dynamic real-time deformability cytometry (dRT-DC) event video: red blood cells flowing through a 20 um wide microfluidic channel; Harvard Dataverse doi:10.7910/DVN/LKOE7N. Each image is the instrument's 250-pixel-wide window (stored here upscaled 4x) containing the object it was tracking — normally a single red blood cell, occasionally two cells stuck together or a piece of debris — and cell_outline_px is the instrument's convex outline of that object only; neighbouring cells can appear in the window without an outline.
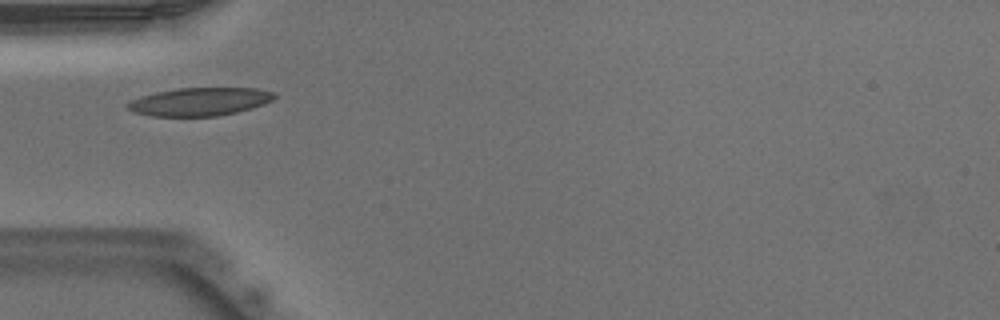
{"species": "Egyptian fruit bat (a non-hibernating species)", "species_latin": "Rousettus aegyptiacus", "temperature_condition": "warm", "stored_images_in_passage": 33, "camera_frame_rate_fps": 3000, "um_per_image_px": 0.085, "animal": {"sex": "male"}, "frame": {"image": 1, "passage_image": 3, "time_ms": 0.667, "image_size_px": [1000, 320], "cell_outline_px": [[276, 96], [272, 100], [264, 104], [252, 108], [236, 112], [216, 116], [152, 116], [136, 112], [128, 108], [124, 104], [140, 96], [156, 92], [180, 88], [256, 88], [276, 92]], "centroid_in_image_um": [17.0, 8.63], "position_along_channel_um": 68.0, "area_um2": 23.99}}
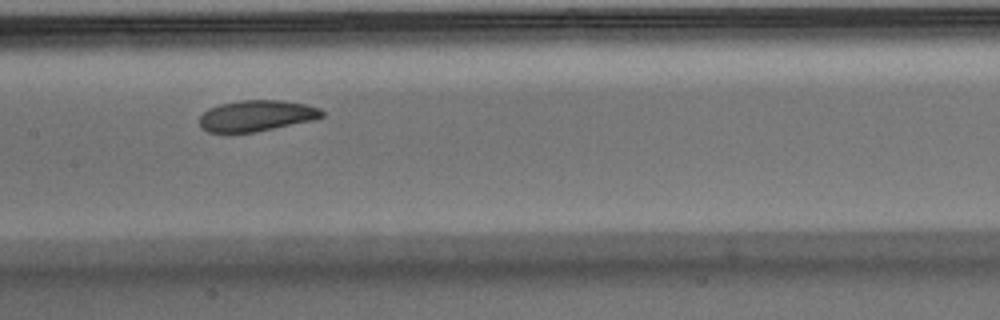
{"frame": {"image": 2, "passage_image": 12, "time_ms": 3.667, "image_size_px": [1000, 320], "cell_outline_px": [[324, 116], [316, 120], [256, 132], [208, 132], [200, 124], [200, 116], [208, 108], [220, 104], [240, 100], [280, 100], [304, 104], [320, 108], [324, 112]], "centroid_in_image_um": [21.85, 9.83], "position_along_channel_um": 185.6, "area_um2": 22.2}}
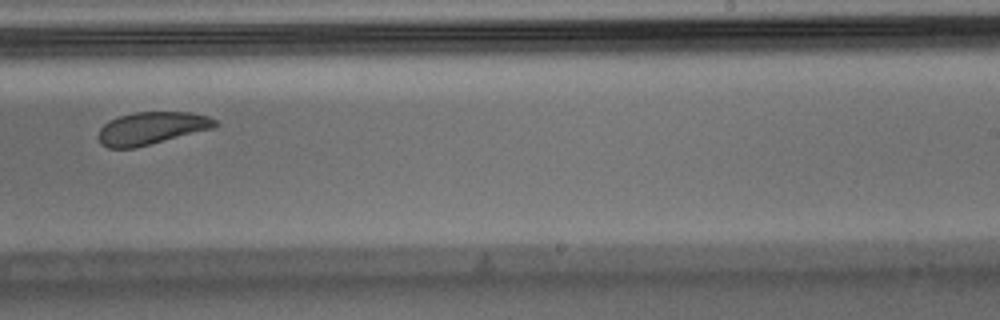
{"frame": {"image": 3, "passage_image": 19, "time_ms": 6.0, "image_size_px": [1000, 320], "cell_outline_px": [[220, 124], [216, 128], [136, 148], [108, 148], [100, 144], [96, 136], [100, 128], [108, 120], [120, 116], [136, 112], [192, 112], [208, 116], [216, 120]], "centroid_in_image_um": [12.9, 10.91], "position_along_channel_um": 276.1, "area_um2": 22.6}, "authors_computed_cell_mechanics": {"area_um2": 23.409, "velocity_mm_per_s": 3.8876, "shape_relaxation_time_tau1_ms": 3.0733, "shape_relaxation_time_tau2_ms": 3.246, "deformation_change_tau1": 0.1045, "deformation_change_tau2": 0.0928}}